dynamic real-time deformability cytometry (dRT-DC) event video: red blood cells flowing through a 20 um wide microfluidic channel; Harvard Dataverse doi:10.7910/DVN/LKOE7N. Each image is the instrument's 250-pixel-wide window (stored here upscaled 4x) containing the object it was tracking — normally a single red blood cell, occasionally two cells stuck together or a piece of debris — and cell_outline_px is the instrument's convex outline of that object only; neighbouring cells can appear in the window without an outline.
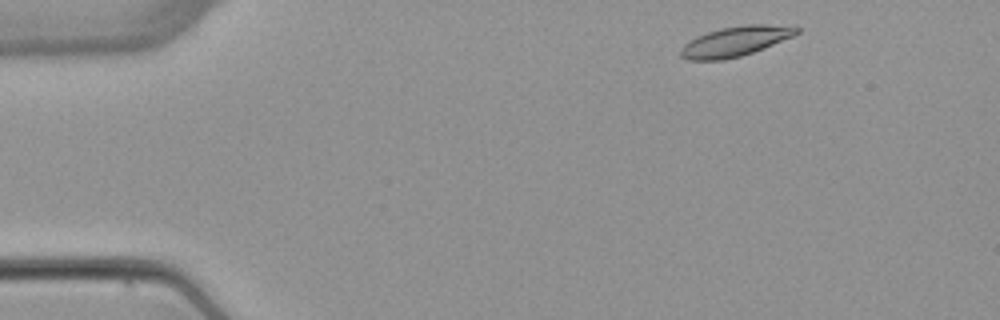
{"species": "common noctule bat (a hibernating species)", "species_latin": "Nyctalus noctula", "temperature_condition": "warm", "stored_images_in_passage": 3, "camera_frame_rate_fps": 3000, "um_per_image_px": 0.085, "animal": {"sex": "female", "body_mass_g": 22.7, "forearm_length_mm": 54.2}, "frame": {"image": 1, "passage_image": 1, "time_ms": 0.0, "image_size_px": [1000, 320], "cell_outline_px": [[800, 32], [792, 36], [764, 48], [740, 56], [724, 60], [688, 60], [680, 56], [680, 48], [688, 40], [696, 36], [720, 28], [744, 24], [764, 24], [800, 28]], "centroid_in_image_um": [62.44, 3.52], "position_along_channel_um": 22.6, "area_um2": 20.11}}